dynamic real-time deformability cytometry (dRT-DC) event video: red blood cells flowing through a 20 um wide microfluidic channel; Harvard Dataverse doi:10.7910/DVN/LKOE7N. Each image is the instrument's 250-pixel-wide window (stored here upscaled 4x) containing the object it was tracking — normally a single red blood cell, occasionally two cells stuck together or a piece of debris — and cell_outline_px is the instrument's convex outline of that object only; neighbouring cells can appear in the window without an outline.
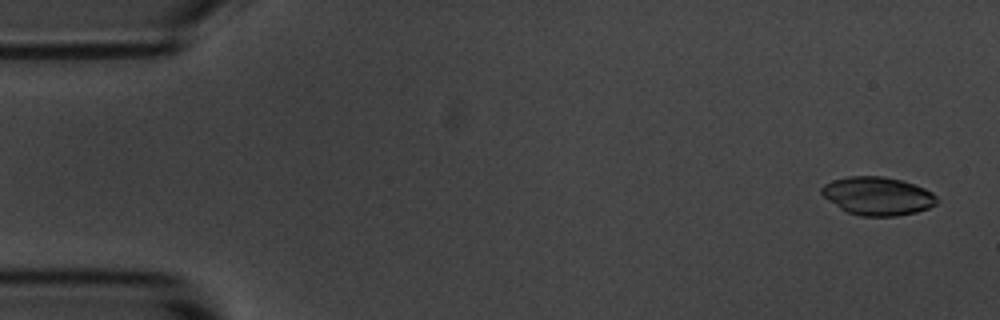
{"species": "common noctule bat (a hibernating species)", "species_latin": "Nyctalus noctula", "temperature_condition": "room temperature", "stored_images_in_passage": 4, "camera_frame_rate_fps": 3000, "um_per_image_px": 0.085, "animal": {"sex": "male", "body_mass_g": 20.1, "forearm_length_mm": 53.5}, "frame": {"image": 1, "passage_image": 1, "time_ms": 0.0, "image_size_px": [1000, 320], "cell_outline_px": [[940, 200], [936, 204], [928, 208], [916, 212], [896, 216], [860, 216], [848, 212], [840, 208], [828, 200], [820, 192], [820, 188], [824, 184], [832, 180], [848, 176], [884, 176], [900, 180], [924, 188], [932, 192]], "centroid_in_image_um": [74.59, 16.66], "position_along_channel_um": 10.4, "area_um2": 25.72}}